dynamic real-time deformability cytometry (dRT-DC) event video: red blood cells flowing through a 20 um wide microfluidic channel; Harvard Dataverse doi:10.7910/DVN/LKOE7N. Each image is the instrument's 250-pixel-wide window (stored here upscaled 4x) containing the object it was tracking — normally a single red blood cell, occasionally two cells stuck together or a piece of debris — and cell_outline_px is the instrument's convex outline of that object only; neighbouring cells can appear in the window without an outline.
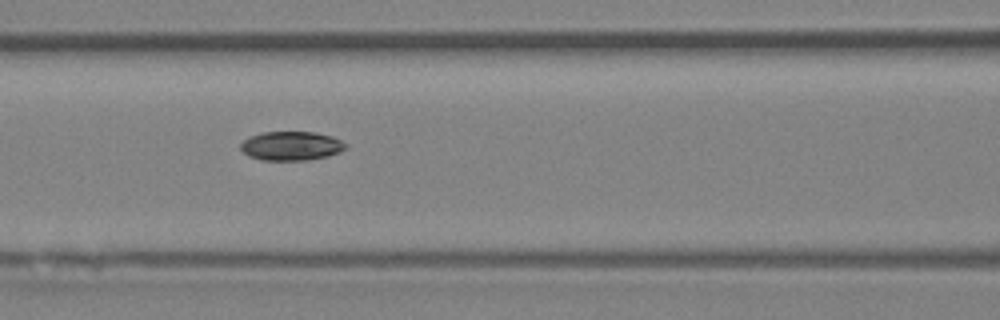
{"species": "Egyptian fruit bat (a non-hibernating species)", "species_latin": "Rousettus aegyptiacus", "temperature_condition": "room temperature", "stored_images_in_passage": 9, "camera_frame_rate_fps": 3000, "um_per_image_px": 0.085, "animal": {"sex": "female"}, "frame": {"image": 1, "passage_image": 6, "time_ms": 6.667, "image_size_px": [1000, 320], "cell_outline_px": [[348, 148], [340, 152], [328, 156], [308, 160], [260, 160], [248, 156], [240, 148], [240, 144], [244, 140], [260, 132], [316, 132], [332, 136], [348, 144]], "centroid_in_image_um": [24.79, 12.4], "position_along_channel_um": 141.8, "area_um2": 17.92}}
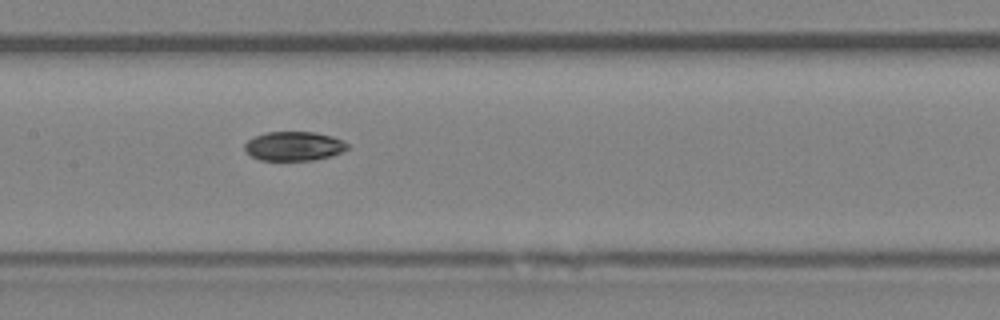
{"frame": {"image": 2, "passage_image": 7, "time_ms": 7.667, "image_size_px": [1000, 320], "cell_outline_px": [[348, 148], [332, 156], [312, 160], [260, 160], [252, 156], [244, 148], [244, 144], [248, 140], [264, 132], [316, 132], [332, 136], [348, 144]], "centroid_in_image_um": [24.97, 12.42], "position_along_channel_um": 182.4, "area_um2": 17.34}}